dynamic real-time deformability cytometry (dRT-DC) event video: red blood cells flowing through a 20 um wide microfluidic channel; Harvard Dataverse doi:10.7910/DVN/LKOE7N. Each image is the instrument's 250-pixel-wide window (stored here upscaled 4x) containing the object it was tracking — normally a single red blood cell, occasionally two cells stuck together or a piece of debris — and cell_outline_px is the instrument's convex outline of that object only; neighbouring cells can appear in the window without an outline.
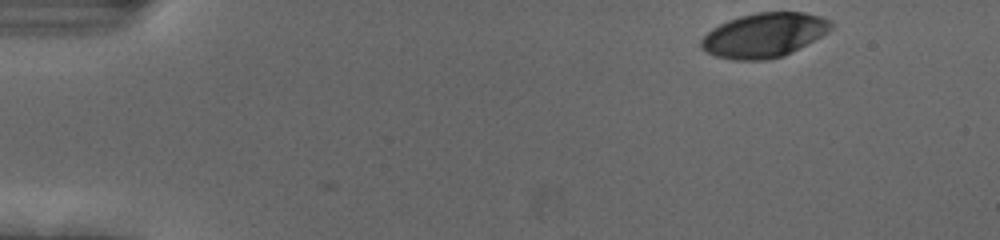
{"species": "human", "species_latin": "Homo sapiens", "temperature_condition": "cold", "stored_images_in_passage": 50, "camera_frame_rate_fps": 3000, "um_per_image_px": 0.085, "donor": {"sex": "female"}, "frame": {"image": 1, "passage_image": 1, "time_ms": 0.0, "image_size_px": [1000, 240], "cell_outline_px": [[832, 28], [828, 32], [792, 52], [784, 56], [764, 60], [732, 60], [716, 56], [700, 48], [700, 40], [712, 28], [728, 20], [740, 16], [756, 12], [804, 12], [820, 16], [832, 20]], "centroid_in_image_um": [64.95, 2.98], "position_along_channel_um": 20.1, "area_um2": 33.64}}
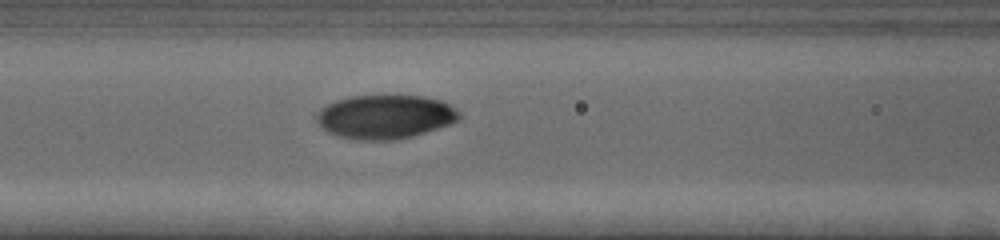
{"frame": {"image": 2, "passage_image": 19, "time_ms": 6.0, "image_size_px": [1000, 240], "cell_outline_px": [[460, 116], [456, 120], [448, 124], [412, 136], [392, 140], [356, 140], [336, 136], [328, 132], [316, 120], [316, 112], [320, 108], [336, 100], [352, 96], [424, 96], [440, 100], [456, 108], [460, 112]], "centroid_in_image_um": [32.7, 9.92], "position_along_channel_um": 133.9, "area_um2": 36.24}}
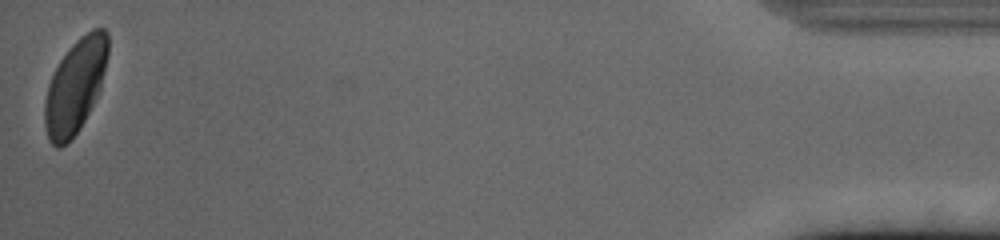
{"frame": {"image": 3, "passage_image": 50, "time_ms": 16.333, "image_size_px": [1000, 240], "cell_outline_px": [[108, 52], [100, 92], [80, 128], [60, 148], [56, 148], [48, 140], [44, 124], [44, 100], [48, 84], [60, 60], [68, 48], [80, 36], [92, 28], [104, 28], [108, 32]], "centroid_in_image_um": [6.39, 7.3], "position_along_channel_um": 428.8, "area_um2": 34.68}, "authors_computed_cell_mechanics": {"area_um2": 34.4199, "velocity_mm_per_s": 3.6743, "shape_relaxation_time_tau1_ms": 2.8105, "shape_relaxation_time_tau2_ms": null, "deformation_change_tau1": 0.1488, "deformation_change_tau2": null}}